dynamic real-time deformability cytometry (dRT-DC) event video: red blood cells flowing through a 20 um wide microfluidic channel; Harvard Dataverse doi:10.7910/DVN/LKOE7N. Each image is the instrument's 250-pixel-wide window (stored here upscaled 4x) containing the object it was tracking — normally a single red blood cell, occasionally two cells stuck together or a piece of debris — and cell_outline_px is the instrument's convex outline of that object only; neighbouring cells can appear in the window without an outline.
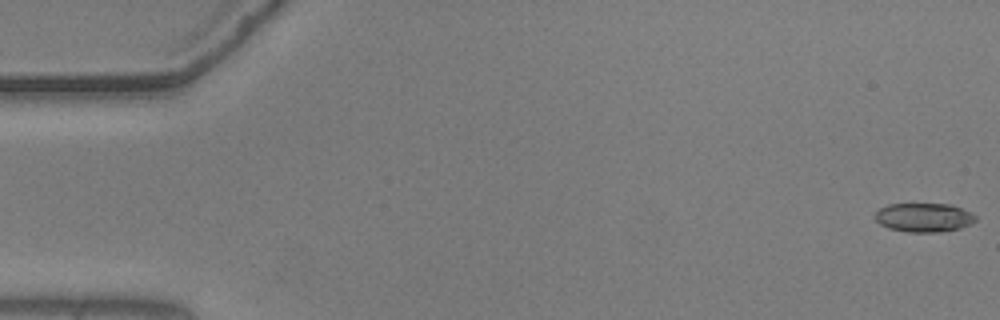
{"species": "common noctule bat (a hibernating species)", "species_latin": "Nyctalus noctula", "temperature_condition": "warm", "stored_images_in_passage": 56, "camera_frame_rate_fps": 3000, "um_per_image_px": 0.085, "animal": {"sex": "male", "body_mass_g": 20.5, "forearm_length_mm": 52.5}, "frame": {"image": 1, "passage_image": 1, "time_ms": 0.0, "image_size_px": [1000, 320], "cell_outline_px": [[976, 220], [972, 224], [960, 228], [936, 232], [908, 232], [888, 228], [880, 224], [872, 216], [880, 208], [888, 204], [952, 204], [976, 216]], "centroid_in_image_um": [78.5, 18.48], "position_along_channel_um": 6.5, "area_um2": 16.94}}
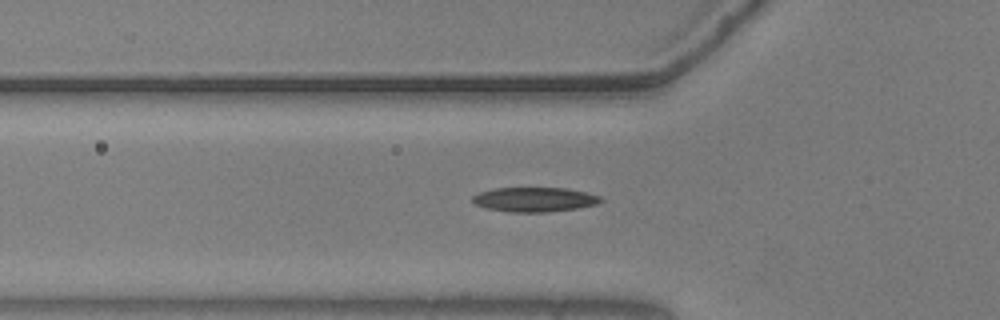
{"frame": {"image": 2, "passage_image": 19, "time_ms": 6.0, "image_size_px": [1000, 320], "cell_outline_px": [[604, 200], [596, 204], [576, 208], [544, 212], [508, 212], [488, 208], [476, 204], [472, 200], [472, 196], [480, 192], [496, 188], [568, 188], [600, 196]], "centroid_in_image_um": [45.43, 16.95], "position_along_channel_um": 80.4, "area_um2": 18.09}}
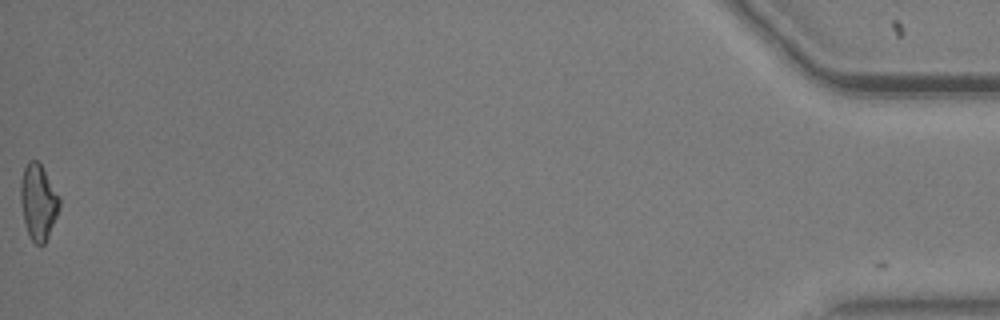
{"frame": {"image": 3, "passage_image": 56, "time_ms": 18.333, "image_size_px": [1000, 320], "cell_outline_px": [[60, 208], [48, 236], [44, 244], [36, 244], [32, 240], [28, 232], [24, 220], [20, 200], [20, 184], [24, 168], [28, 160], [36, 160], [40, 164], [60, 196]], "centroid_in_image_um": [3.26, 17.15], "position_along_channel_um": 431.9, "area_um2": 16.94}, "authors_computed_cell_mechanics": {"area_um2": 17.5134, "velocity_mm_per_s": 3.6617, "shape_relaxation_time_tau1_ms": 6.9532, "shape_relaxation_time_tau2_ms": 2.3323, "deformation_change_tau1": 0.2028, "deformation_change_tau2": 0.1}}